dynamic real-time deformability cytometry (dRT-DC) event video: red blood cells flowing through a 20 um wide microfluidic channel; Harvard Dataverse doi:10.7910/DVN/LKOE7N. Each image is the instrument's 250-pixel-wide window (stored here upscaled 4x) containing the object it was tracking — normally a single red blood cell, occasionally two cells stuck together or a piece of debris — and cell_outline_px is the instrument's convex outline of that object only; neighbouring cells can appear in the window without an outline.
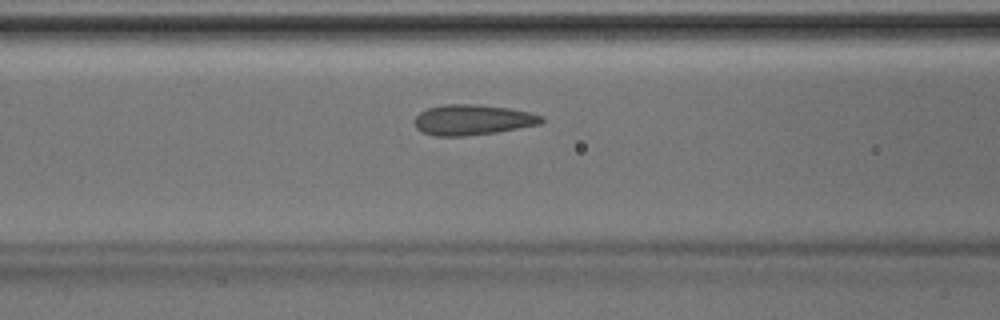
{"species": "Egyptian fruit bat (a non-hibernating species)", "species_latin": "Rousettus aegyptiacus", "temperature_condition": "room temperature", "stored_images_in_passage": 44, "camera_frame_rate_fps": 3000, "um_per_image_px": 0.085, "animal": {"sex": "male"}, "frame": {"image": 1, "passage_image": 17, "time_ms": 5.333, "image_size_px": [1000, 320], "cell_outline_px": [[544, 120], [540, 124], [496, 132], [464, 136], [432, 136], [420, 132], [416, 128], [412, 120], [420, 112], [428, 108], [444, 104], [472, 104], [508, 108], [528, 112], [544, 116]], "centroid_in_image_um": [40.11, 10.19], "position_along_channel_um": 126.5, "area_um2": 22.6}}
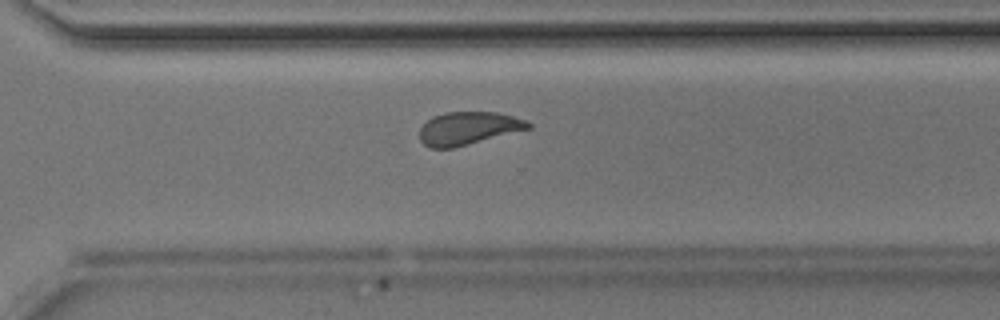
{"frame": {"image": 2, "passage_image": 31, "time_ms": 10.0, "image_size_px": [1000, 320], "cell_outline_px": [[532, 128], [452, 148], [432, 148], [424, 144], [420, 140], [420, 128], [432, 116], [444, 112], [496, 112], [512, 116], [524, 120], [532, 124]], "centroid_in_image_um": [39.79, 10.9], "position_along_channel_um": 330.8, "area_um2": 20.69}}
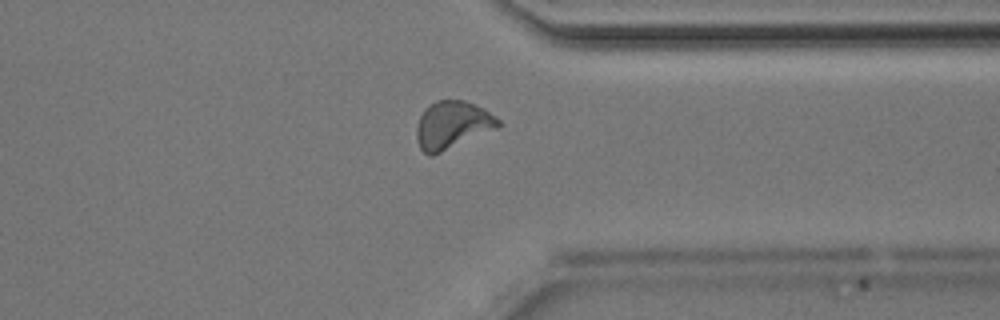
{"frame": {"image": 3, "passage_image": 34, "time_ms": 11.0, "image_size_px": [1000, 320], "cell_outline_px": [[500, 128], [432, 156], [428, 156], [420, 148], [416, 140], [416, 128], [420, 116], [436, 100], [464, 100], [484, 108], [500, 120]], "centroid_in_image_um": [38.47, 10.65], "position_along_channel_um": 372.9, "area_um2": 22.77}}